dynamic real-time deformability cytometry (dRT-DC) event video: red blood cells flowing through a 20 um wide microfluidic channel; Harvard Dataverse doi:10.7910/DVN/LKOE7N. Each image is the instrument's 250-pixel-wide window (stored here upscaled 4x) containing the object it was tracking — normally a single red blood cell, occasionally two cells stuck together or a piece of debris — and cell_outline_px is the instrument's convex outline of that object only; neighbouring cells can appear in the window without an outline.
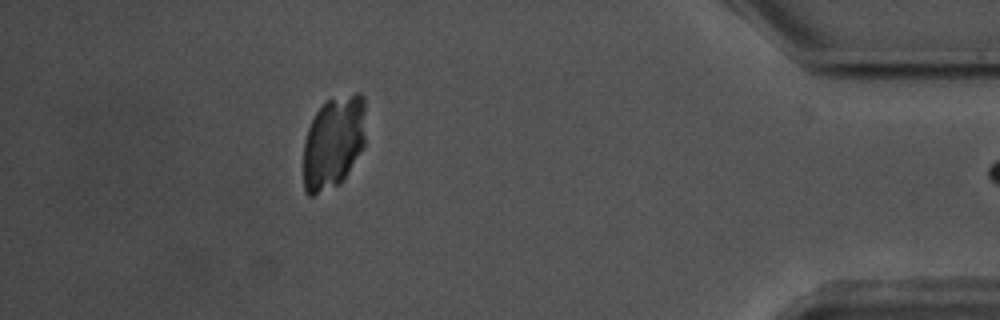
{"species": "common noctule bat (a hibernating species)", "species_latin": "Nyctalus noctula", "temperature_condition": "warm", "stored_images_in_passage": 43, "camera_frame_rate_fps": 3000, "um_per_image_px": 0.085, "animal": {"sex": "male", "body_mass_g": 17.5, "forearm_length_mm": 52.3}, "frame": {"image": 1, "passage_image": 42, "time_ms": 13.667, "image_size_px": [1000, 320], "cell_outline_px": [[364, 148], [340, 184], [312, 196], [308, 196], [304, 192], [304, 140], [308, 128], [316, 112], [324, 100], [356, 92], [360, 92], [364, 96]], "centroid_in_image_um": [28.34, 12.09], "position_along_channel_um": 406.9, "area_um2": 33.99}}